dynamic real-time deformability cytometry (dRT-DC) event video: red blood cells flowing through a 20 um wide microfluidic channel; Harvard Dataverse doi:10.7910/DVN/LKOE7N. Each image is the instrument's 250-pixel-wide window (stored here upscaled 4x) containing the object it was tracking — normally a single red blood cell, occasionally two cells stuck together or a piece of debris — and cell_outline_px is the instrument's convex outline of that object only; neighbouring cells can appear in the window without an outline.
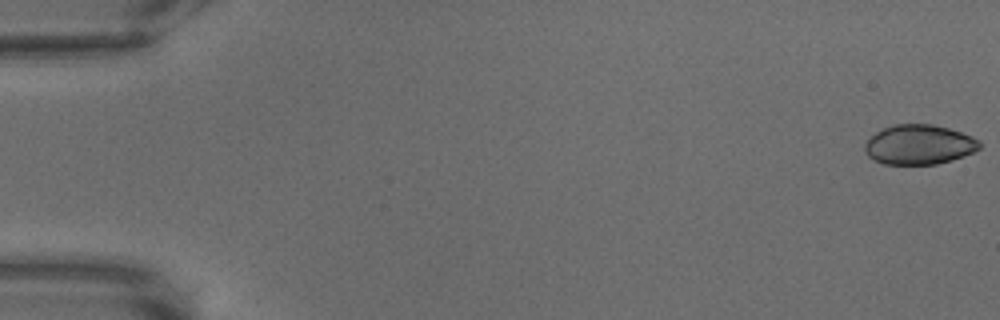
{"species": "common noctule bat (a hibernating species)", "species_latin": "Nyctalus noctula", "temperature_condition": "warm", "stored_images_in_passage": 70, "camera_frame_rate_fps": 3000, "um_per_image_px": 0.085, "animal": {"sex": "male", "body_mass_g": 18.8}, "frame": {"image": 1, "passage_image": 1, "time_ms": 0.0, "image_size_px": [1000, 320], "cell_outline_px": [[980, 148], [964, 156], [952, 160], [936, 164], [884, 164], [868, 156], [864, 148], [864, 144], [876, 132], [884, 128], [896, 124], [932, 124], [948, 128], [972, 136], [980, 140]], "centroid_in_image_um": [78.14, 12.29], "position_along_channel_um": 6.9, "area_um2": 26.41}}
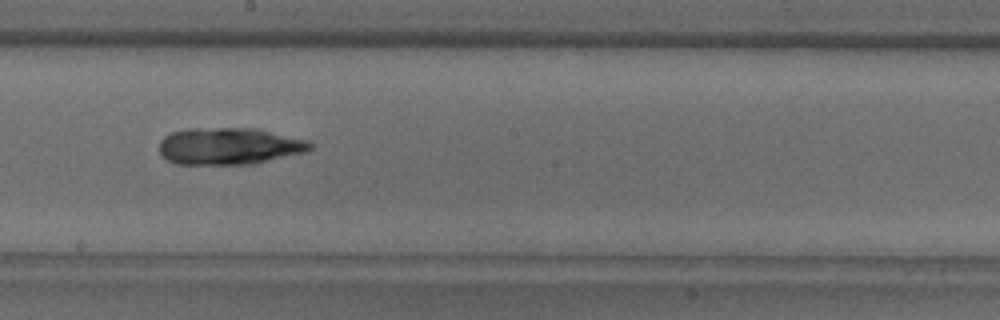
{"frame": {"image": 2, "passage_image": 40, "time_ms": 13.0, "image_size_px": [1000, 320], "cell_outline_px": [[316, 144], [308, 152], [256, 164], [176, 164], [168, 160], [160, 152], [160, 140], [164, 136], [172, 132], [188, 128], [256, 128], [308, 140]], "centroid_in_image_um": [19.55, 12.42], "position_along_channel_um": 228.7, "area_um2": 32.89}}
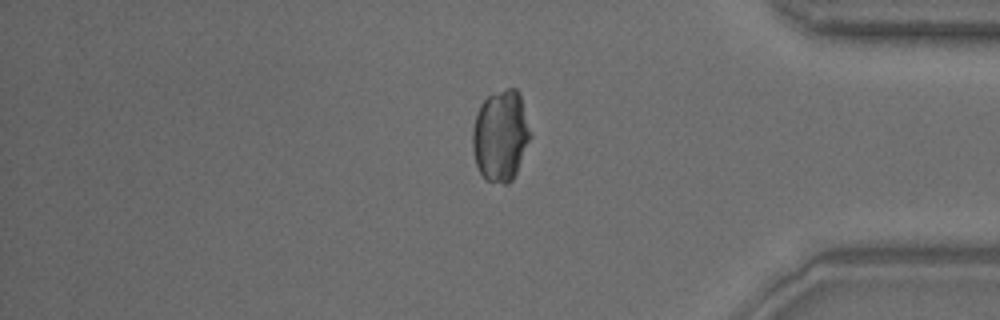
{"frame": {"image": 3, "passage_image": 59, "time_ms": 19.333, "image_size_px": [1000, 320], "cell_outline_px": [[532, 136], [516, 172], [512, 180], [508, 184], [504, 184], [488, 180], [480, 172], [476, 164], [472, 148], [472, 128], [476, 112], [480, 104], [492, 92], [504, 88], [516, 88], [520, 92], [532, 132]], "centroid_in_image_um": [42.56, 11.48], "position_along_channel_um": 392.6, "area_um2": 31.21}}